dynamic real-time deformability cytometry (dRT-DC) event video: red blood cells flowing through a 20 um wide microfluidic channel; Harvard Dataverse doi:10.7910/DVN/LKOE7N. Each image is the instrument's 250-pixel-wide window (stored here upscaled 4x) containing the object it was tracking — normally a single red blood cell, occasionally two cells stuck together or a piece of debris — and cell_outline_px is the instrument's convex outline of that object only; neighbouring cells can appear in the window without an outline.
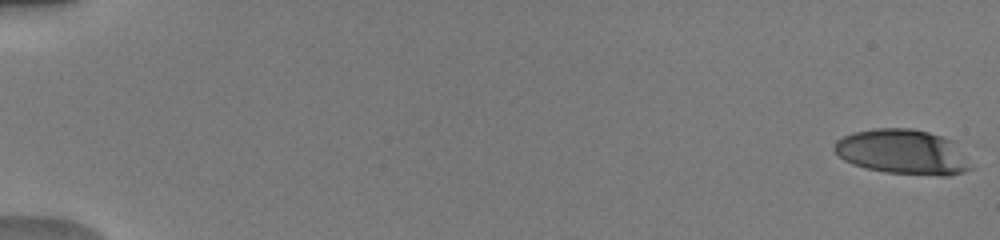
{"species": "human", "species_latin": "Homo sapiens", "temperature_condition": "warm", "stored_images_in_passage": 50, "camera_frame_rate_fps": 3000, "um_per_image_px": 0.085, "donor": {"sex": "male"}, "frame": {"image": 1, "passage_image": 1, "time_ms": 0.0, "image_size_px": [1000, 240], "cell_outline_px": [[976, 168], [964, 172], [948, 176], [936, 176], [884, 172], [864, 168], [852, 164], [844, 160], [832, 148], [836, 140], [852, 132], [876, 128], [912, 128], [928, 132], [952, 140]], "centroid_in_image_um": [76.75, 12.93], "position_along_channel_um": 8.3, "area_um2": 36.13}}
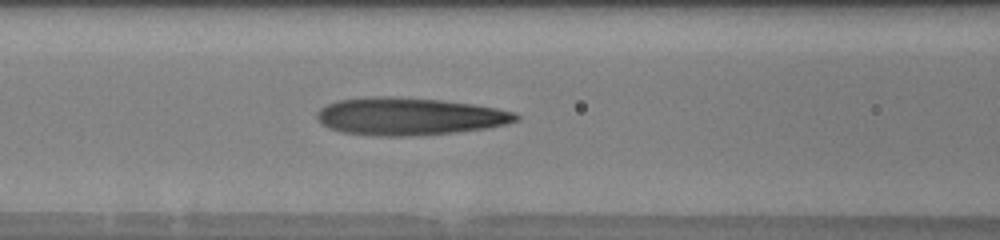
{"frame": {"image": 2, "passage_image": 24, "time_ms": 7.667, "image_size_px": [1000, 240], "cell_outline_px": [[520, 120], [504, 124], [484, 128], [456, 132], [408, 136], [376, 136], [340, 132], [328, 128], [316, 116], [316, 112], [320, 108], [336, 100], [372, 96], [392, 96], [440, 100], [472, 104], [496, 108], [516, 112], [520, 116]], "centroid_in_image_um": [34.76, 9.89], "position_along_channel_um": 131.8, "area_um2": 43.52}}
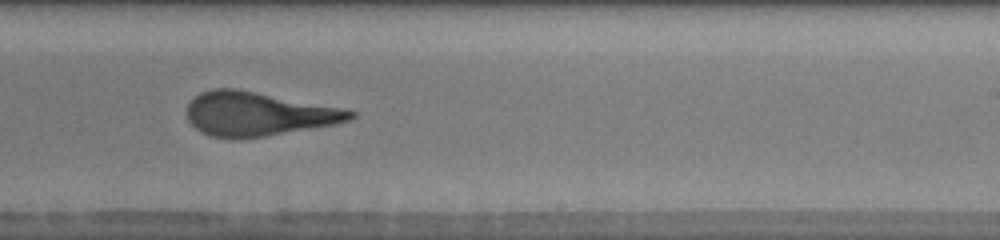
{"frame": {"image": 3, "passage_image": 34, "time_ms": 11.0, "image_size_px": [1000, 240], "cell_outline_px": [[356, 116], [348, 120], [336, 124], [264, 136], [208, 136], [200, 132], [188, 120], [188, 104], [200, 92], [212, 88], [236, 88], [344, 108], [356, 112]], "centroid_in_image_um": [21.95, 9.65], "position_along_channel_um": 267.0, "area_um2": 41.15}}